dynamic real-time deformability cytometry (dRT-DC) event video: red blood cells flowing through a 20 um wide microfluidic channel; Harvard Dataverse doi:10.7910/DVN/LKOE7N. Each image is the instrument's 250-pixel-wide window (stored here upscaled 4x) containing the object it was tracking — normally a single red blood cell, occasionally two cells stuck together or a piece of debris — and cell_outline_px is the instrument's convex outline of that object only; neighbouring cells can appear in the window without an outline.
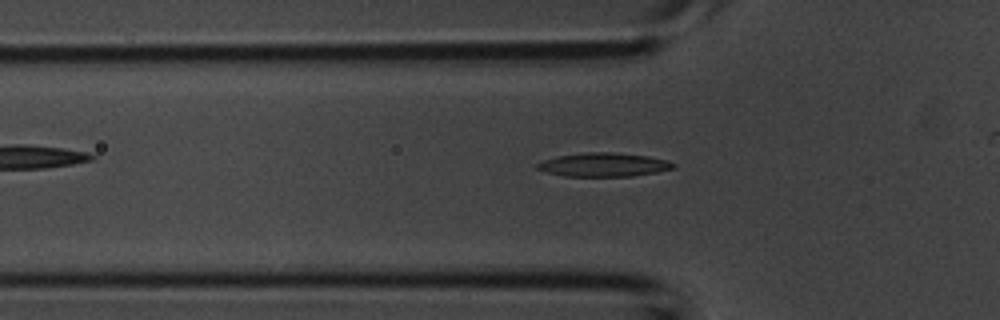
{"species": "common noctule bat (a hibernating species)", "species_latin": "Nyctalus noctula", "temperature_condition": "room temperature", "stored_images_in_passage": 31, "camera_frame_rate_fps": 3000, "um_per_image_px": 0.085, "animal": {"sex": "male", "body_mass_g": 20.1, "forearm_length_mm": 53.5}, "frame": {"image": 1, "passage_image": 11, "time_ms": 3.333, "image_size_px": [1000, 320], "cell_outline_px": [[676, 168], [656, 172], [632, 176], [564, 176], [548, 172], [536, 168], [536, 164], [544, 160], [556, 156], [588, 152], [612, 152], [648, 156], [668, 160], [676, 164]], "centroid_in_image_um": [51.35, 14.0], "position_along_channel_um": 74.5, "area_um2": 18.79}}
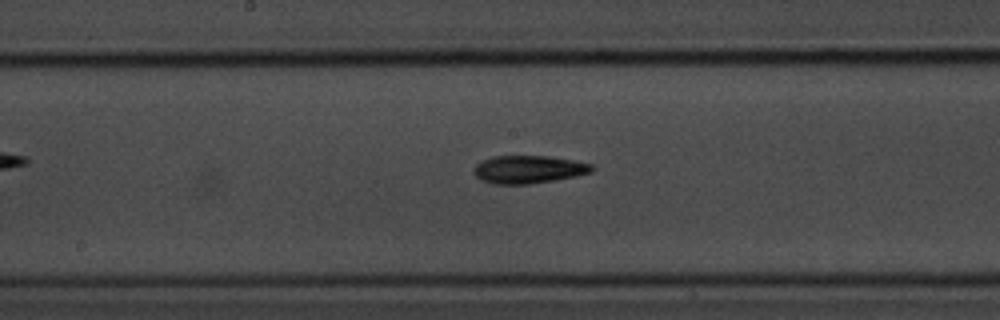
{"frame": {"image": 2, "passage_image": 19, "time_ms": 6.0, "image_size_px": [1000, 320], "cell_outline_px": [[596, 168], [592, 172], [576, 176], [528, 184], [492, 184], [480, 180], [472, 172], [472, 168], [476, 164], [492, 156], [548, 156], [572, 160], [592, 164]], "centroid_in_image_um": [44.9, 14.4], "position_along_channel_um": 203.3, "area_um2": 19.25}}
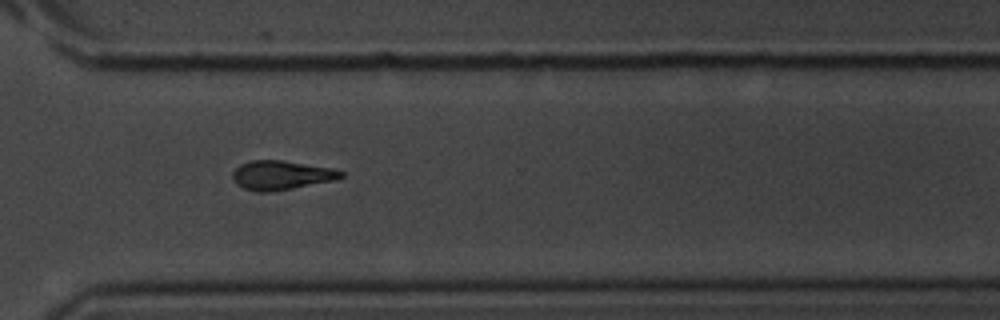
{"frame": {"image": 3, "passage_image": 28, "time_ms": 9.0, "image_size_px": [1000, 320], "cell_outline_px": [[344, 176], [336, 180], [292, 188], [264, 192], [256, 192], [244, 188], [236, 184], [232, 176], [232, 172], [240, 164], [252, 160], [280, 160], [332, 168], [344, 172]], "centroid_in_image_um": [23.9, 14.89], "position_along_channel_um": 346.7, "area_um2": 18.26}}